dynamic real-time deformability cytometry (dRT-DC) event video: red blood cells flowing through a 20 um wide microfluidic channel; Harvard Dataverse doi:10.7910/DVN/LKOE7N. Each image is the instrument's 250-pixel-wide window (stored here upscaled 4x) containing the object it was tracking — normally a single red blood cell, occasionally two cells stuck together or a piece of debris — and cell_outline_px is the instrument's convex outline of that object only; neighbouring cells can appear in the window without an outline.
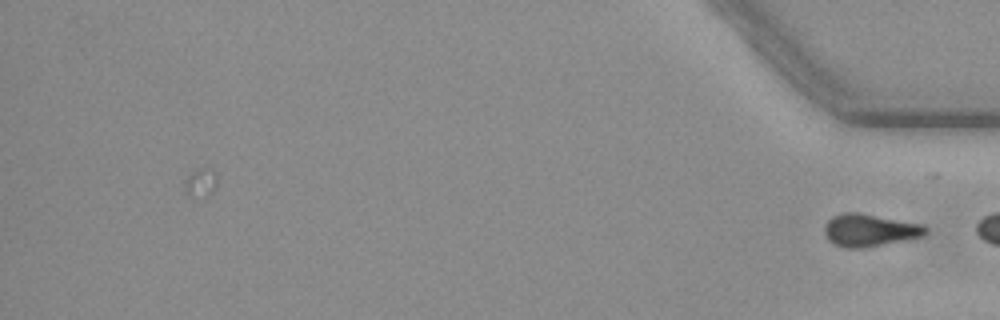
{"species": "common noctule bat (a hibernating species)", "species_latin": "Nyctalus noctula", "temperature_condition": "warm", "stored_images_in_passage": 47, "camera_frame_rate_fps": 3000, "um_per_image_px": 0.085, "animal": {"sex": "female", "body_mass_g": 19.3, "forearm_length_mm": 54.1}, "frame": {"image": 1, "passage_image": 47, "time_ms": 15.333, "image_size_px": [1000, 320], "cell_outline_px": [[928, 232], [924, 236], [864, 248], [844, 248], [828, 240], [824, 232], [824, 224], [832, 216], [844, 212], [860, 212], [924, 224], [928, 228]], "centroid_in_image_um": [73.93, 19.55], "position_along_channel_um": 361.3, "area_um2": 19.42}}